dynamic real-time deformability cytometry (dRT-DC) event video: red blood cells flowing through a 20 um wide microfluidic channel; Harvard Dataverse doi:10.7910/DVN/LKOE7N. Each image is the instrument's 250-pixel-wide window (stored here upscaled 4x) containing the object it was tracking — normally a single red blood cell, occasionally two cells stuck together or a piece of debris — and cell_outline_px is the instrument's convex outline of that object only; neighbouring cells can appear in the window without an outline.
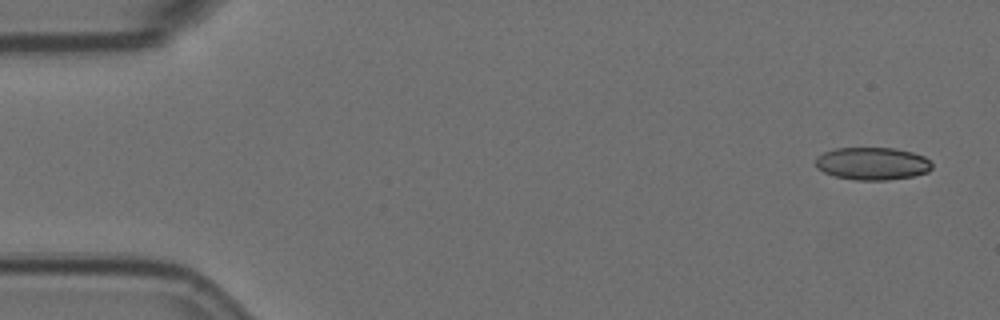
{"species": "Egyptian fruit bat (a non-hibernating species)", "species_latin": "Rousettus aegyptiacus", "temperature_condition": "room temperature", "stored_images_in_passage": 4, "camera_frame_rate_fps": 3000, "um_per_image_px": 0.085, "animal": {"sex": "female"}, "frame": {"image": 1, "passage_image": 1, "time_ms": 0.0, "image_size_px": [1000, 320], "cell_outline_px": [[932, 168], [928, 172], [912, 176], [888, 180], [856, 180], [836, 176], [824, 172], [816, 168], [816, 156], [824, 152], [836, 148], [896, 148], [912, 152], [924, 156], [932, 164]], "centroid_in_image_um": [74.15, 13.9], "position_along_channel_um": 10.9, "area_um2": 22.14}}